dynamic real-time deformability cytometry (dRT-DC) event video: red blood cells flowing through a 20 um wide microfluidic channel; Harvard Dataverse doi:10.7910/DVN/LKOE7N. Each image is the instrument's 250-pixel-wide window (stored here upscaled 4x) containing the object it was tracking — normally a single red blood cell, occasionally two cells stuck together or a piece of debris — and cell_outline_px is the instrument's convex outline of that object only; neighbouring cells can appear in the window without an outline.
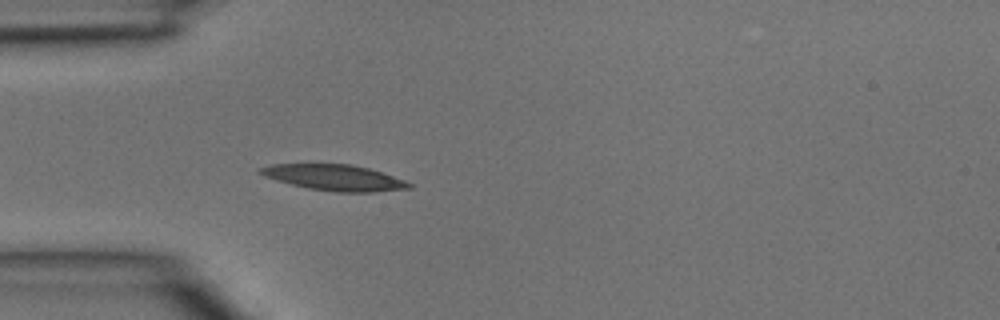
{"species": "common noctule bat (a hibernating species)", "species_latin": "Nyctalus noctula", "temperature_condition": "room temperature", "stored_images_in_passage": 3, "camera_frame_rate_fps": 3000, "um_per_image_px": 0.085, "animal": {"sex": "male", "body_mass_g": 15.6}, "frame": {"image": 1, "passage_image": 3, "time_ms": 0.667, "image_size_px": [1000, 320], "cell_outline_px": [[412, 188], [372, 192], [336, 192], [308, 188], [276, 180], [264, 176], [260, 172], [260, 168], [272, 164], [352, 164], [368, 168], [404, 180], [412, 184]], "centroid_in_image_um": [28.44, 15.09], "position_along_channel_um": 56.6, "area_um2": 22.14}}